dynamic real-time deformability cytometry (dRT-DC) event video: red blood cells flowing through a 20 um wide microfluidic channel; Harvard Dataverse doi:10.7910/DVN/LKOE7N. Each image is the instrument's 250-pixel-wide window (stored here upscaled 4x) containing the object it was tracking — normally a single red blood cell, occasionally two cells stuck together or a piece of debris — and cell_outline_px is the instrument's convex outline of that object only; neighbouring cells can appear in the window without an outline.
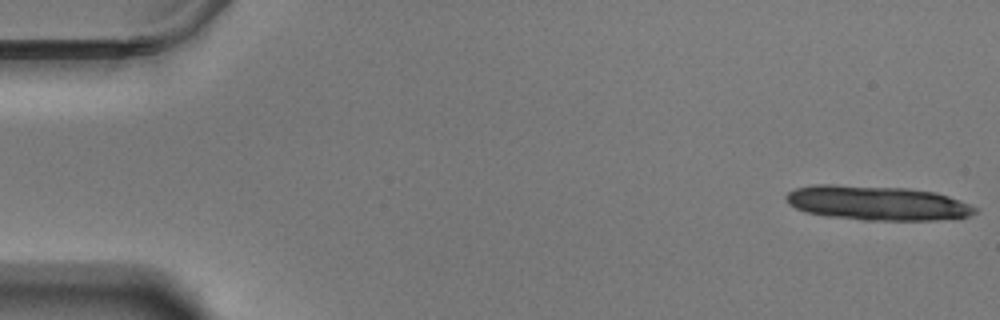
{"species": "Egyptian fruit bat (a non-hibernating species)", "species_latin": "Rousettus aegyptiacus", "temperature_condition": "warm", "stored_images_in_passage": 15, "camera_frame_rate_fps": 3000, "um_per_image_px": 0.085, "animal": {"sex": "male"}, "frame": {"image": 1, "passage_image": 1, "time_ms": 0.0, "image_size_px": [1000, 320], "cell_outline_px": [[976, 212], [972, 216], [936, 220], [864, 220], [828, 216], [808, 212], [796, 208], [788, 204], [784, 196], [788, 192], [796, 188], [812, 184], [836, 184], [908, 188], [936, 192], [960, 200], [976, 208]], "centroid_in_image_um": [74.54, 17.24], "position_along_channel_um": 10.5, "area_um2": 38.09}}